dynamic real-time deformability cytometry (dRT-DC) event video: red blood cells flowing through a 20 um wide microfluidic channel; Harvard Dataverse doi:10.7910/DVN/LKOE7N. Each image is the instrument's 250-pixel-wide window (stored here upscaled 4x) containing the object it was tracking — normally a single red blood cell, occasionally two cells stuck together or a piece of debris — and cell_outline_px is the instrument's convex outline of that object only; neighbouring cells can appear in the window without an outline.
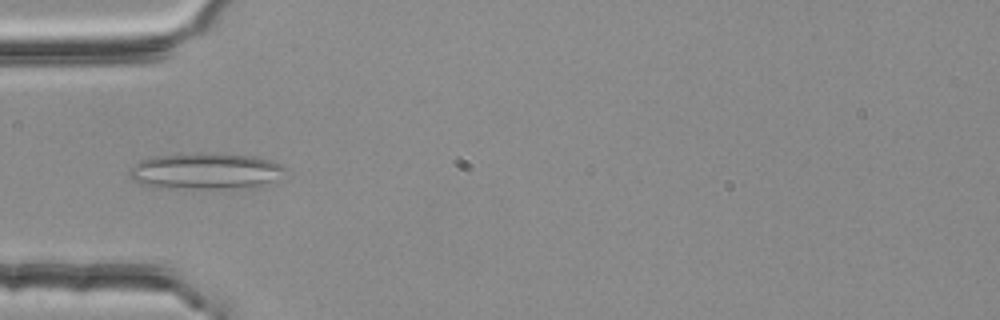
{"species": "common noctule bat (a hibernating species)", "species_latin": "Nyctalus noctula", "temperature_condition": "room temperature", "stored_images_in_passage": 42, "camera_frame_rate_fps": 3000, "um_per_image_px": 0.085, "animal": {"sex": "female", "body_mass_g": 25.1}, "frame": {"image": 1, "passage_image": 6, "time_ms": 1.667, "image_size_px": [1000, 320], "cell_outline_px": [[288, 168], [272, 180], [260, 184], [232, 188], [156, 188], [140, 184], [132, 180], [128, 176], [128, 168], [140, 160], [152, 156], [216, 152], [220, 152], [256, 156], [272, 160]], "centroid_in_image_um": [17.37, 14.52], "position_along_channel_um": 67.6, "area_um2": 33.12}}
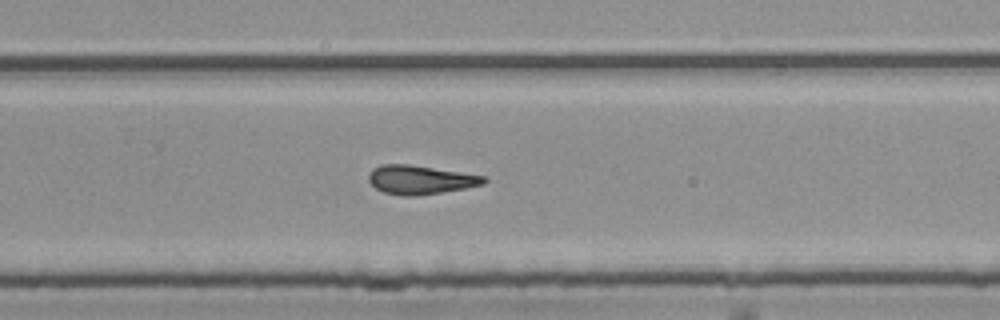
{"frame": {"image": 2, "passage_image": 24, "time_ms": 7.667, "image_size_px": [1000, 320], "cell_outline_px": [[488, 180], [484, 184], [464, 188], [416, 196], [400, 196], [384, 192], [376, 188], [368, 180], [368, 172], [372, 168], [380, 164], [408, 164], [460, 172], [484, 176]], "centroid_in_image_um": [35.67, 15.27], "position_along_channel_um": 294.1, "area_um2": 19.31}}
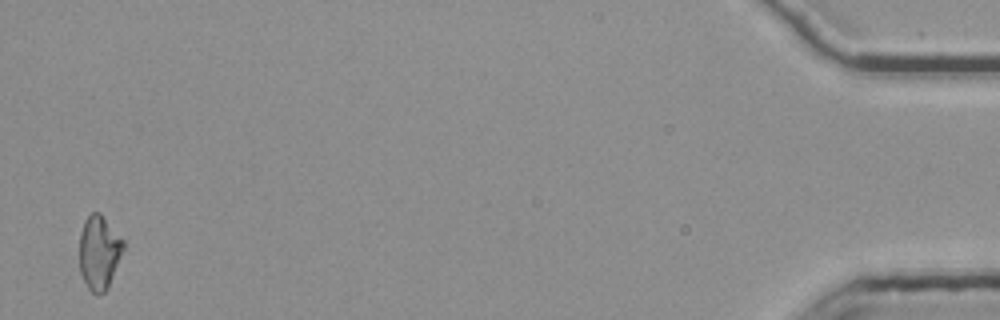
{"frame": {"image": 3, "passage_image": 42, "time_ms": 13.667, "image_size_px": [1000, 320], "cell_outline_px": [[124, 248], [108, 288], [100, 296], [96, 296], [88, 288], [80, 272], [80, 232], [84, 220], [92, 212], [100, 212], [124, 240]], "centroid_in_image_um": [8.43, 21.46], "position_along_channel_um": 426.8, "area_um2": 19.02}, "authors_computed_cell_mechanics": {"area_um2": 19.4208, "velocity_mm_per_s": 3.7799, "shape_relaxation_time_tau1_ms": null, "shape_relaxation_time_tau2_ms": 6.744, "deformation_change_tau1": null, "deformation_change_tau2": 0.2131}}